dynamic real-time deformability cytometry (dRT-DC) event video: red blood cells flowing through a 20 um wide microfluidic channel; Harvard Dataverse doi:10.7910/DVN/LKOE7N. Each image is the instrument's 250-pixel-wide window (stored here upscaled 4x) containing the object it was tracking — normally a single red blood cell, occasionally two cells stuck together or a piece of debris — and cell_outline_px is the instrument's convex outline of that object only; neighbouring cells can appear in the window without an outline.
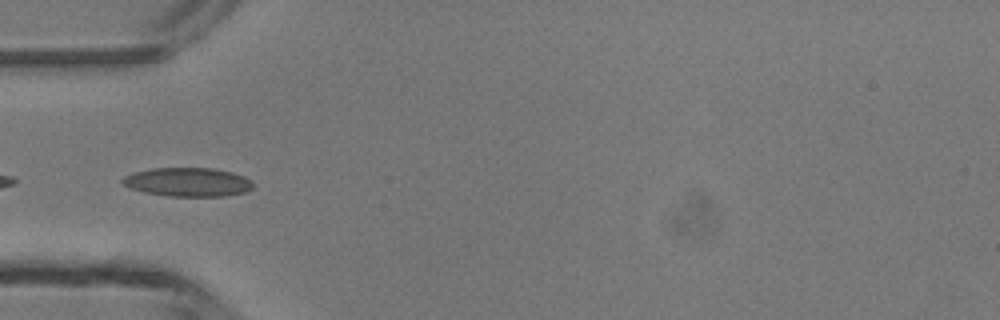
{"species": "common noctule bat (a hibernating species)", "species_latin": "Nyctalus noctula", "temperature_condition": "room temperature", "stored_images_in_passage": 4, "camera_frame_rate_fps": 3000, "um_per_image_px": 0.085, "animal": {"sex": "male", "body_mass_g": 13.3}, "frame": {"image": 1, "passage_image": 4, "time_ms": 4.0, "image_size_px": [1000, 320], "cell_outline_px": [[252, 188], [244, 192], [224, 196], [168, 196], [144, 192], [128, 188], [120, 180], [124, 176], [136, 172], [152, 168], [216, 168], [232, 172], [244, 176], [252, 180]], "centroid_in_image_um": [15.96, 15.47], "position_along_channel_um": 69.0, "area_um2": 21.96}}